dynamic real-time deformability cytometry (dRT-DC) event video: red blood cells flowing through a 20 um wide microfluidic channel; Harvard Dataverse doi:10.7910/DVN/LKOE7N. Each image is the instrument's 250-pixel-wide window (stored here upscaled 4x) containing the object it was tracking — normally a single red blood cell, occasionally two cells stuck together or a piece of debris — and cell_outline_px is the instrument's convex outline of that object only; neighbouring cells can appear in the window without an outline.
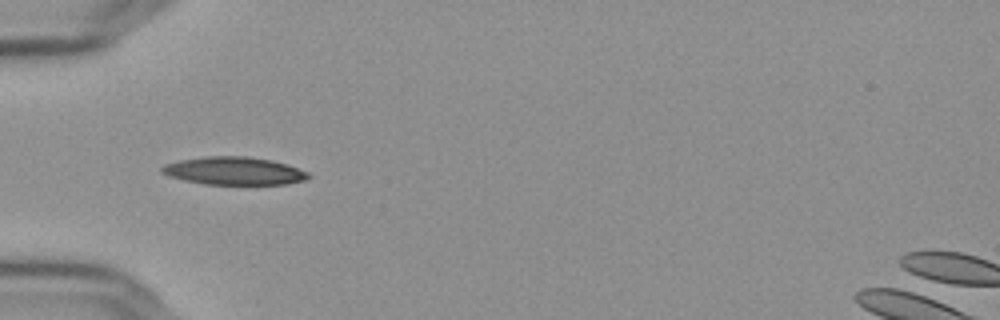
{"species": "Egyptian fruit bat (a non-hibernating species)", "species_latin": "Rousettus aegyptiacus", "temperature_condition": "cold", "stored_images_in_passage": 38, "camera_frame_rate_fps": 3000, "um_per_image_px": 0.085, "frame": {"image": 1, "passage_image": 1, "time_ms": 0.0, "image_size_px": [1000, 320], "cell_outline_px": [[312, 176], [304, 180], [288, 184], [204, 184], [184, 180], [168, 176], [160, 172], [160, 168], [164, 164], [180, 160], [204, 156], [248, 156], [272, 160], [288, 164], [308, 172]], "centroid_in_image_um": [19.89, 14.52], "position_along_channel_um": 65.1, "area_um2": 23.99}}
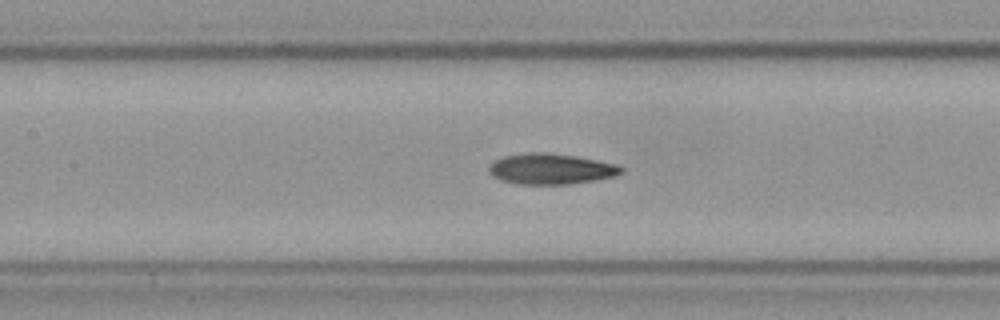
{"frame": {"image": 2, "passage_image": 9, "time_ms": 2.667, "image_size_px": [1000, 320], "cell_outline_px": [[624, 172], [616, 176], [596, 180], [568, 184], [516, 184], [500, 180], [492, 176], [488, 172], [488, 164], [492, 160], [504, 156], [524, 152], [548, 152], [576, 156], [616, 164], [624, 168]], "centroid_in_image_um": [46.78, 14.35], "position_along_channel_um": 160.6, "area_um2": 24.1}}
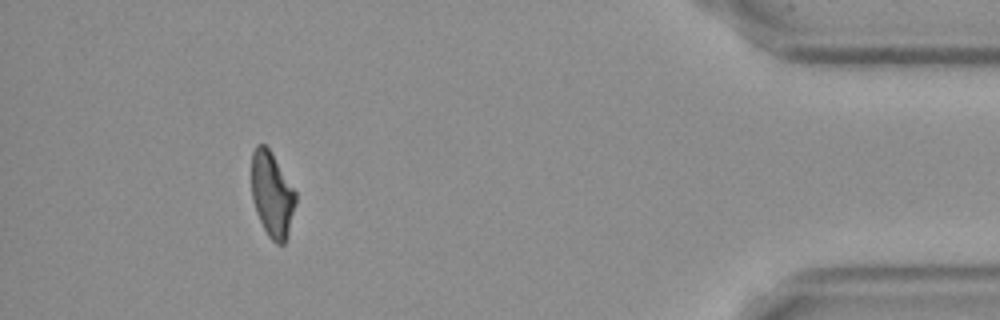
{"frame": {"image": 3, "passage_image": 34, "time_ms": 11.0, "image_size_px": [1000, 320], "cell_outline_px": [[296, 200], [288, 236], [284, 244], [276, 244], [268, 236], [256, 212], [252, 200], [252, 152], [256, 144], [264, 144], [268, 148], [296, 192]], "centroid_in_image_um": [23.12, 16.55], "position_along_channel_um": 412.1, "area_um2": 21.68}, "authors_computed_cell_mechanics": {"area_um2": 23.1489, "velocity_mm_per_s": 3.6446, "shape_relaxation_time_tau1_ms": null, "shape_relaxation_time_tau2_ms": 7.0966, "deformation_change_tau1": null, "deformation_change_tau2": 0.1497}}